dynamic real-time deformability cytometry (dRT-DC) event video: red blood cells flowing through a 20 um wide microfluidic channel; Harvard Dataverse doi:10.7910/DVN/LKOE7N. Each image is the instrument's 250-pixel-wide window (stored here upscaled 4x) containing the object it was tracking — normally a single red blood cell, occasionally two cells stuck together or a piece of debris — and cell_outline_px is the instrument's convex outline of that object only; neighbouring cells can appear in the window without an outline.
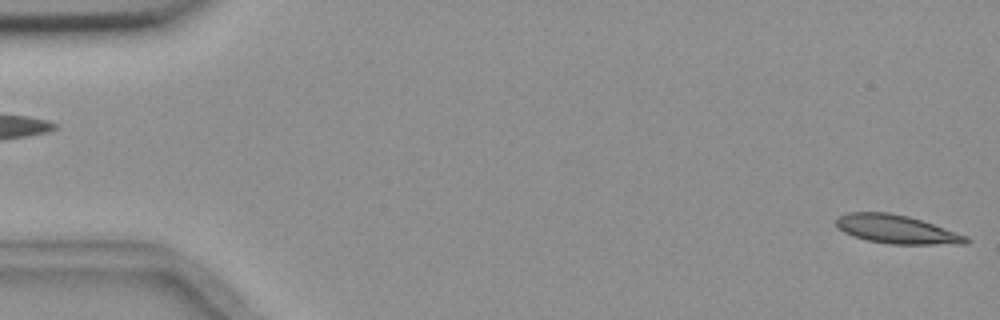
{"species": "common noctule bat (a hibernating species)", "species_latin": "Nyctalus noctula", "temperature_condition": "room temperature", "stored_images_in_passage": 5, "segment_of_instrument_passage": [2, 2], "camera_frame_rate_fps": 3000, "um_per_image_px": 0.085, "animal": {"sex": "female", "body_mass_g": 18.4}, "frame": {"image": 1, "passage_image": 5, "time_ms": 4.667, "image_size_px": [1000, 320], "cell_outline_px": [[972, 240], [968, 244], [892, 244], [868, 240], [844, 232], [836, 224], [836, 216], [848, 212], [888, 212], [908, 216], [968, 236]], "centroid_in_image_um": [76.23, 19.49], "position_along_channel_um": 8.8, "area_um2": 21.44}}